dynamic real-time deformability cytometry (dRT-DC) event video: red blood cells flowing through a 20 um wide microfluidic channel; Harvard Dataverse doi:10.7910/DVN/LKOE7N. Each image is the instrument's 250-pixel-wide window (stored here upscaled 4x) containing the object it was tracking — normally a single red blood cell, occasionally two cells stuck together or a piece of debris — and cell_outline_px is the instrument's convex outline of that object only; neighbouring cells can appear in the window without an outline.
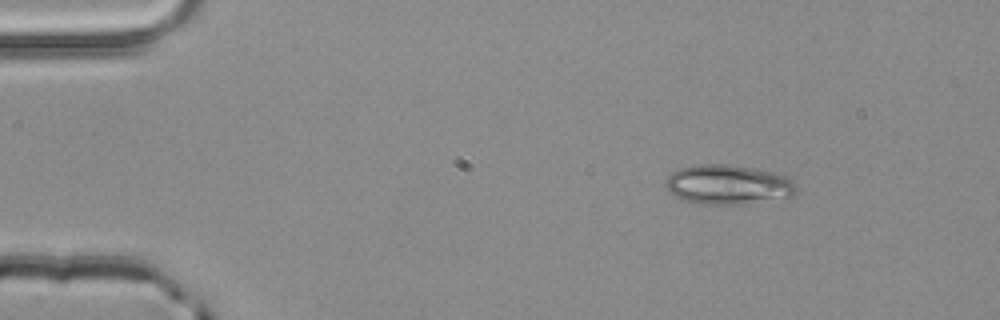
{"species": "common noctule bat (a hibernating species)", "species_latin": "Nyctalus noctula", "temperature_condition": "room temperature", "stored_images_in_passage": 3, "camera_frame_rate_fps": 3000, "um_per_image_px": 0.085, "animal": {"sex": "male", "body_mass_g": 20.4}, "frame": {"image": 1, "passage_image": 1, "time_ms": 0.0, "image_size_px": [1000, 320], "cell_outline_px": [[796, 192], [788, 200], [736, 204], [700, 204], [684, 200], [676, 196], [668, 188], [668, 176], [672, 172], [680, 168], [692, 164], [728, 164], [776, 172], [788, 176], [796, 184]], "centroid_in_image_um": [62.0, 15.7], "position_along_channel_um": 23.0, "area_um2": 30.52}}